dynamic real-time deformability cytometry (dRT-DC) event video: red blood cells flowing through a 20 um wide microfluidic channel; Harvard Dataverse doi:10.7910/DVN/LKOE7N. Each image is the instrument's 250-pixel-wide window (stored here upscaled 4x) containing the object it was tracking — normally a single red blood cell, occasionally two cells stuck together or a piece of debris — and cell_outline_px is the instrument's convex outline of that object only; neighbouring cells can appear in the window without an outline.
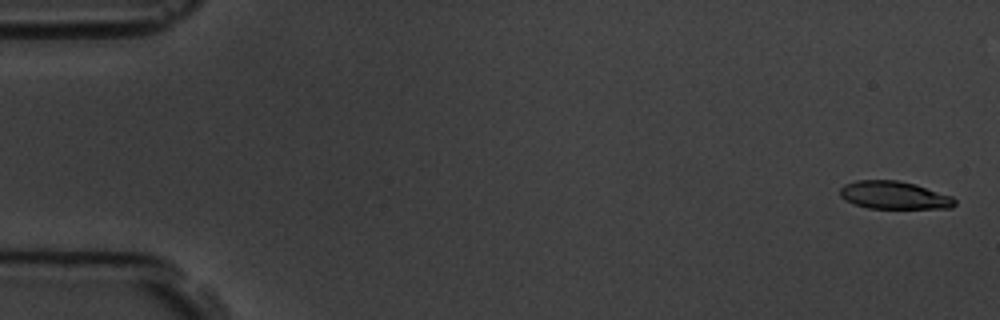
{"species": "common noctule bat (a hibernating species)", "species_latin": "Nyctalus noctula", "temperature_condition": "room temperature", "stored_images_in_passage": 6, "camera_frame_rate_fps": 3000, "um_per_image_px": 0.085, "animal": {"sex": "male", "body_mass_g": 19.5, "forearm_length_mm": 54.6}, "frame": {"image": 1, "passage_image": 1, "time_ms": 0.0, "image_size_px": [1000, 320], "cell_outline_px": [[956, 204], [952, 208], [868, 208], [844, 200], [840, 196], [840, 188], [844, 184], [856, 180], [896, 180], [916, 184], [952, 196], [956, 200]], "centroid_in_image_um": [76.0, 16.59], "position_along_channel_um": 9.0, "area_um2": 18.67}}
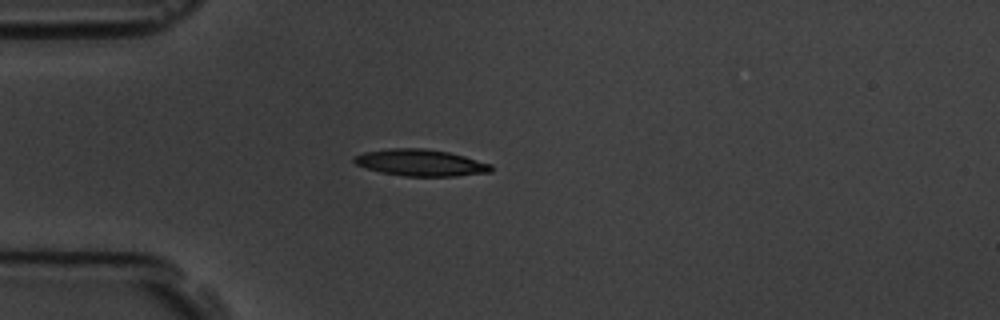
{"frame": {"image": 2, "passage_image": 5, "time_ms": 4.667, "image_size_px": [1000, 320], "cell_outline_px": [[492, 172], [456, 176], [404, 176], [380, 172], [356, 164], [352, 160], [356, 156], [364, 152], [388, 148], [424, 148], [448, 152], [464, 156], [492, 164]], "centroid_in_image_um": [35.77, 13.83], "position_along_channel_um": 49.2, "area_um2": 21.21}}